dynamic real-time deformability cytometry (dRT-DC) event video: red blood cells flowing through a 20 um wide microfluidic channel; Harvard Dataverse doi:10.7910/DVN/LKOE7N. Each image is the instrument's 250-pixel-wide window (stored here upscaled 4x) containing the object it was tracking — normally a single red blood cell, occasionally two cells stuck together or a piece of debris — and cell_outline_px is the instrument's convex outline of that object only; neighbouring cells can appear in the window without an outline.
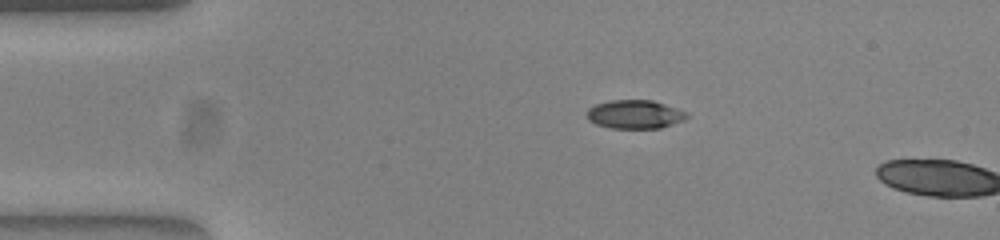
{"species": "common noctule bat (a hibernating species)", "species_latin": "Nyctalus noctula", "temperature_condition": "warm", "stored_images_in_passage": 2, "camera_frame_rate_fps": 3000, "um_per_image_px": 0.085, "animal": {"sex": "female", "body_mass_g": 23.0, "forearm_length_mm": 53.4}, "frame": {"image": 1, "passage_image": 1, "time_ms": 0.0, "image_size_px": [1000, 240], "cell_outline_px": [[688, 116], [684, 120], [660, 128], [612, 128], [596, 124], [588, 120], [588, 108], [596, 104], [612, 100], [652, 100], [688, 112]], "centroid_in_image_um": [53.97, 9.72], "position_along_channel_um": 31.0, "area_um2": 16.53}}